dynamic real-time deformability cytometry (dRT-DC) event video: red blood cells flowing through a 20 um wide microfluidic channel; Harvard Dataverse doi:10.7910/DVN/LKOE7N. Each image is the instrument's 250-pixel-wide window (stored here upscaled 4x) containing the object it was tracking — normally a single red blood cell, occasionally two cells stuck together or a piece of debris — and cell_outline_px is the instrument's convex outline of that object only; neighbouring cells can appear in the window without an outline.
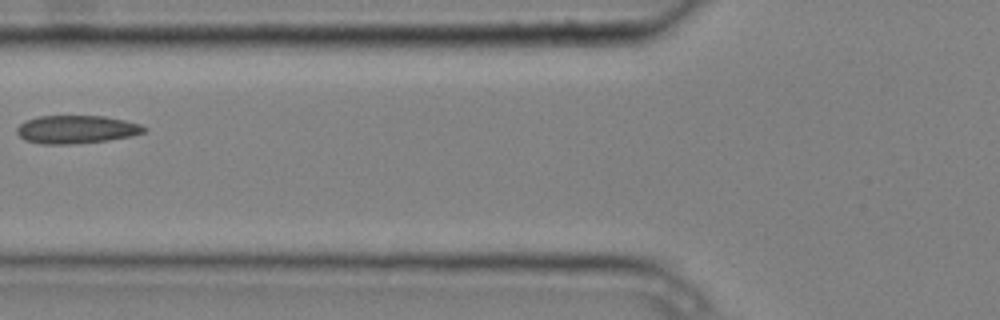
{"species": "common noctule bat (a hibernating species)", "species_latin": "Nyctalus noctula", "temperature_condition": "cold", "stored_images_in_passage": 3, "camera_frame_rate_fps": 3000, "um_per_image_px": 0.085, "animal": {"sex": "male", "body_mass_g": 20.4}, "frame": {"image": 1, "passage_image": 3, "time_ms": 0.667, "image_size_px": [1000, 320], "cell_outline_px": [[148, 132], [132, 136], [108, 140], [72, 144], [40, 144], [24, 140], [16, 132], [16, 128], [20, 124], [28, 120], [40, 116], [104, 116], [124, 120], [140, 124], [148, 128]], "centroid_in_image_um": [6.53, 11.01], "position_along_channel_um": 119.3, "area_um2": 20.92}}